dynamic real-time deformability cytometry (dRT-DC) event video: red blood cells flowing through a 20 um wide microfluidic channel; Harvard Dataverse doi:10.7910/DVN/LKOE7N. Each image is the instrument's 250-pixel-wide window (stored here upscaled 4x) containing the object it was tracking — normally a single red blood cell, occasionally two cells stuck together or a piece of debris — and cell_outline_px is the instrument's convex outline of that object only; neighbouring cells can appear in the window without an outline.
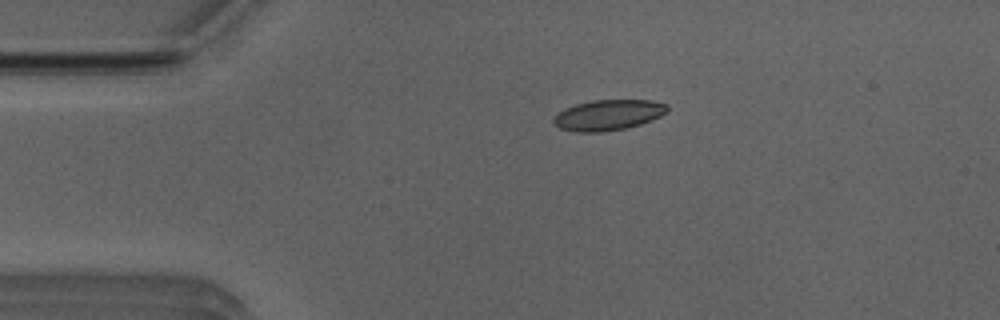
{"species": "Egyptian fruit bat (a non-hibernating species)", "species_latin": "Rousettus aegyptiacus", "temperature_condition": "room temperature", "stored_images_in_passage": 52, "camera_frame_rate_fps": 3000, "um_per_image_px": 0.085, "animal": {"sex": "male"}, "frame": {"image": 1, "passage_image": 11, "time_ms": 3.333, "image_size_px": [1000, 320], "cell_outline_px": [[668, 112], [652, 120], [640, 124], [624, 128], [600, 132], [576, 132], [560, 128], [552, 124], [552, 120], [560, 112], [576, 104], [592, 100], [648, 100], [668, 104]], "centroid_in_image_um": [51.72, 9.77], "position_along_channel_um": 33.3, "area_um2": 20.11}}
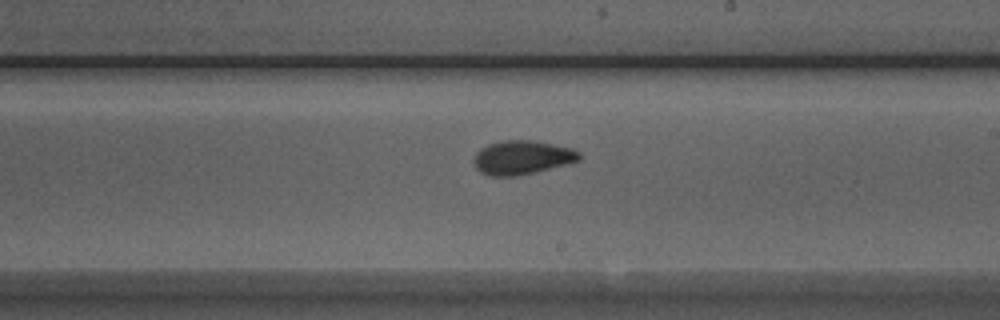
{"frame": {"image": 2, "passage_image": 30, "time_ms": 9.667, "image_size_px": [1000, 320], "cell_outline_px": [[580, 160], [532, 172], [512, 176], [492, 176], [480, 172], [476, 168], [472, 160], [476, 152], [480, 148], [488, 144], [500, 140], [532, 140], [572, 148], [580, 152]], "centroid_in_image_um": [44.32, 13.36], "position_along_channel_um": 244.7, "area_um2": 20.63}}
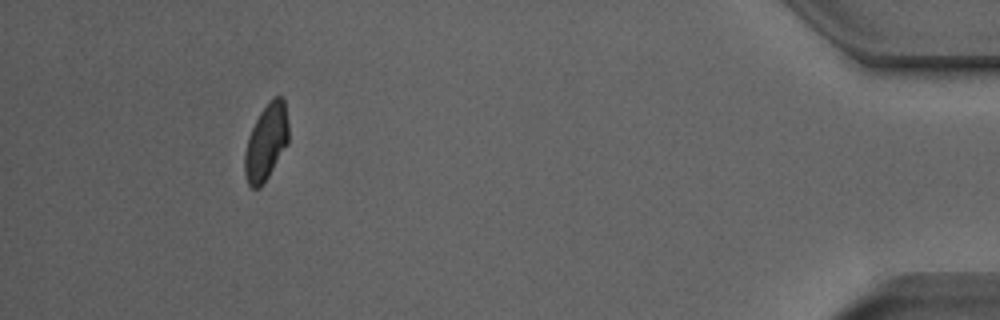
{"frame": {"image": 3, "passage_image": 48, "time_ms": 15.667, "image_size_px": [1000, 320], "cell_outline_px": [[288, 144], [268, 176], [260, 188], [252, 188], [248, 184], [244, 172], [244, 152], [248, 136], [260, 112], [276, 96], [284, 96], [288, 124]], "centroid_in_image_um": [22.62, 12.1], "position_along_channel_um": 412.6, "area_um2": 19.36}, "authors_computed_cell_mechanics": {"area_um2": 19.8254, "velocity_mm_per_s": 3.9561, "shape_relaxation_time_tau1_ms": 4.9834, "shape_relaxation_time_tau2_ms": 1.6951, "deformation_change_tau1": 0.1397, "deformation_change_tau2": 0.0598}}